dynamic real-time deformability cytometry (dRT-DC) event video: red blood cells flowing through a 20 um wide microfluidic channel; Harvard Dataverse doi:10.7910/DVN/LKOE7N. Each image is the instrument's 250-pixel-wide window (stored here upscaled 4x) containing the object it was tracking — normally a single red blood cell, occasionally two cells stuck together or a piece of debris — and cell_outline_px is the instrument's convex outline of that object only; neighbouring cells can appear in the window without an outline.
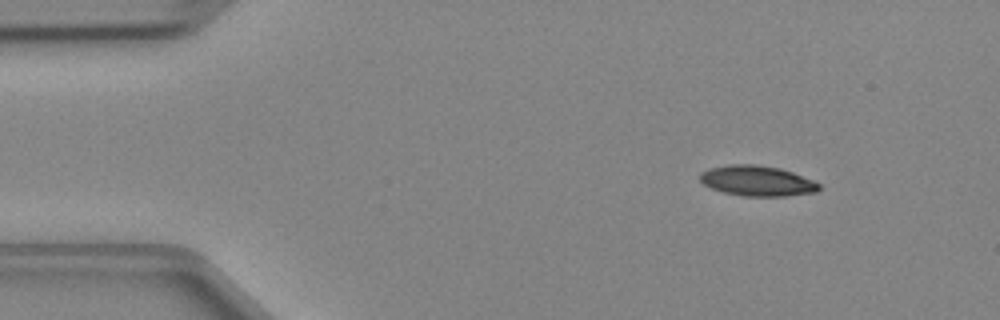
{"species": "Egyptian fruit bat (a non-hibernating species)", "species_latin": "Rousettus aegyptiacus", "temperature_condition": "cold", "stored_images_in_passage": 42, "camera_frame_rate_fps": 3000, "um_per_image_px": 0.085, "animal": {"sex": "female"}, "frame": {"image": 1, "passage_image": 1, "time_ms": 0.0, "image_size_px": [1000, 320], "cell_outline_px": [[820, 188], [816, 192], [784, 196], [744, 196], [724, 192], [712, 188], [704, 184], [700, 180], [700, 172], [708, 168], [728, 164], [756, 164], [780, 168], [816, 180], [820, 184]], "centroid_in_image_um": [64.37, 15.36], "position_along_channel_um": 20.6, "area_um2": 21.21}}
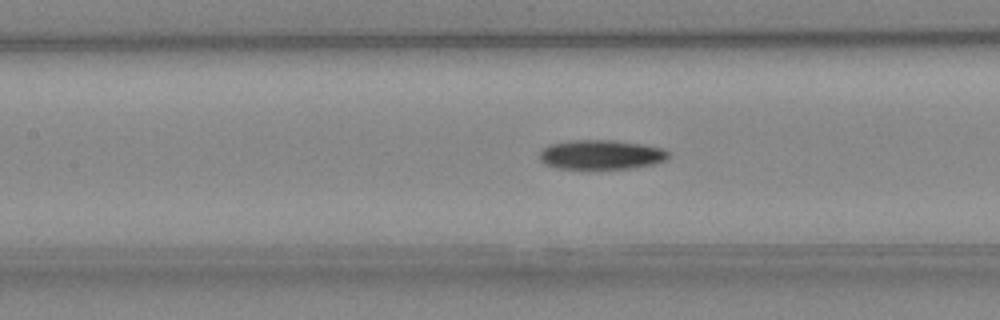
{"frame": {"image": 2, "passage_image": 16, "time_ms": 5.0, "image_size_px": [1000, 320], "cell_outline_px": [[668, 156], [664, 160], [652, 164], [628, 168], [556, 168], [544, 164], [540, 160], [540, 152], [548, 144], [568, 140], [616, 140], [644, 144], [664, 148], [668, 152]], "centroid_in_image_um": [51.06, 13.12], "position_along_channel_um": 156.3, "area_um2": 22.08}}
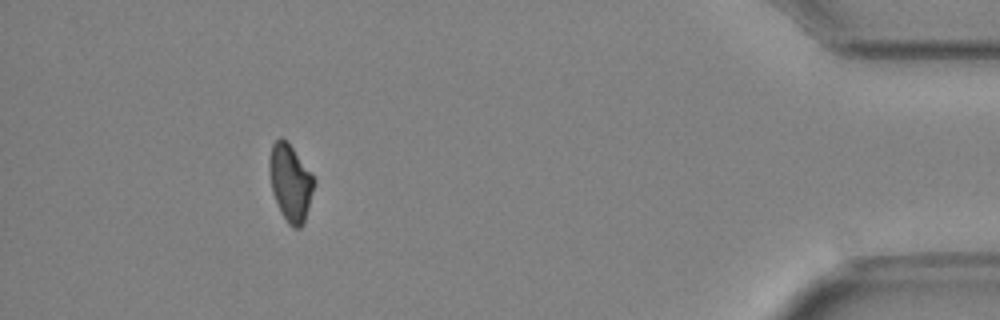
{"frame": {"image": 3, "passage_image": 38, "time_ms": 12.333, "image_size_px": [1000, 320], "cell_outline_px": [[316, 180], [304, 224], [300, 228], [292, 228], [288, 224], [272, 192], [268, 168], [268, 164], [272, 144], [280, 136], [288, 140]], "centroid_in_image_um": [24.68, 15.49], "position_along_channel_um": 410.5, "area_um2": 20.11}}